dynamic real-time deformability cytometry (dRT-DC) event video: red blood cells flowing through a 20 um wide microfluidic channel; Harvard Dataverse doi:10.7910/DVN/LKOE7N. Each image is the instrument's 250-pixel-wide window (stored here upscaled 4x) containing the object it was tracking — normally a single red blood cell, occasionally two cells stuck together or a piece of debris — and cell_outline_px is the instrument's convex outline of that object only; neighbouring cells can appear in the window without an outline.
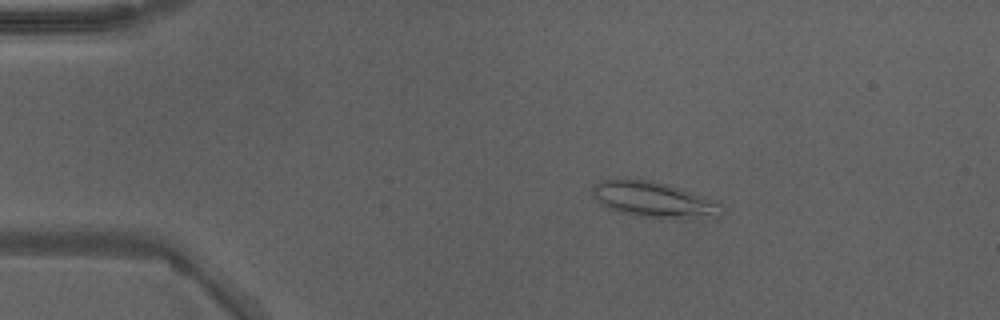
{"species": "Egyptian fruit bat (a non-hibernating species)", "species_latin": "Rousettus aegyptiacus", "temperature_condition": "warm", "stored_images_in_passage": 47, "camera_frame_rate_fps": 3000, "um_per_image_px": 0.085, "animal": {"sex": "male"}, "frame": {"image": 1, "passage_image": 8, "time_ms": 2.333, "image_size_px": [1000, 320], "cell_outline_px": [[724, 216], [640, 216], [616, 212], [592, 196], [592, 188], [596, 184], [604, 180], [648, 180], [680, 188], [720, 200], [724, 204]], "centroid_in_image_um": [55.65, 16.95], "position_along_channel_um": 29.3, "area_um2": 26.01}}
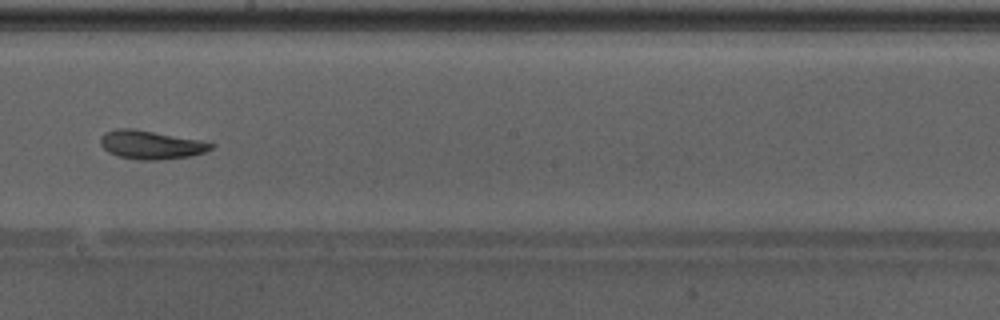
{"frame": {"image": 2, "passage_image": 27, "time_ms": 8.667, "image_size_px": [1000, 320], "cell_outline_px": [[216, 144], [212, 148], [204, 152], [188, 156], [156, 160], [140, 160], [116, 156], [108, 152], [100, 144], [100, 136], [104, 132], [116, 128], [132, 128], [200, 140]], "centroid_in_image_um": [12.77, 12.3], "position_along_channel_um": 235.4, "area_um2": 18.38}, "authors_computed_cell_mechanics": {"area_um2": 19.0162, "velocity_mm_per_s": 4.2721, "shape_relaxation_time_tau1_ms": 5.2458, "shape_relaxation_time_tau2_ms": 3.2245, "deformation_change_tau1": 0.1608, "deformation_change_tau2": 0.1005}}